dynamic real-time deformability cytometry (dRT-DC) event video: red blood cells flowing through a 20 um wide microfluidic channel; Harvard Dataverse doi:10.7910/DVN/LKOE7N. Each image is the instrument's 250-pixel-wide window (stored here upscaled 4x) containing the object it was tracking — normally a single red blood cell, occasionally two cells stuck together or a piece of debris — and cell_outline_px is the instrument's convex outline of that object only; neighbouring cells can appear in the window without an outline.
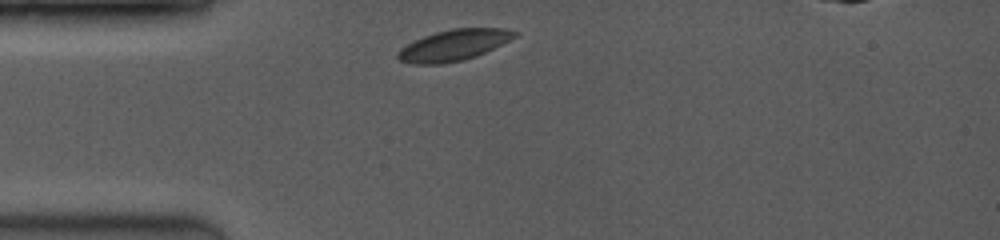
{"species": "common noctule bat (a hibernating species)", "species_latin": "Nyctalus noctula", "temperature_condition": "room temperature", "stored_images_in_passage": 7, "camera_frame_rate_fps": 3500, "um_per_image_px": 0.085, "animal": {"sex": "female", "body_mass_g": 19.0, "forearm_length_mm": 53.3}, "frame": {"image": 1, "passage_image": 1, "time_ms": 0.0, "image_size_px": [1000, 240], "cell_outline_px": [[520, 32], [516, 36], [476, 56], [464, 60], [440, 64], [412, 64], [400, 60], [396, 56], [396, 52], [400, 48], [424, 36], [436, 32], [452, 28], [504, 28]], "centroid_in_image_um": [38.54, 3.84], "position_along_channel_um": 46.5, "area_um2": 20.92}}
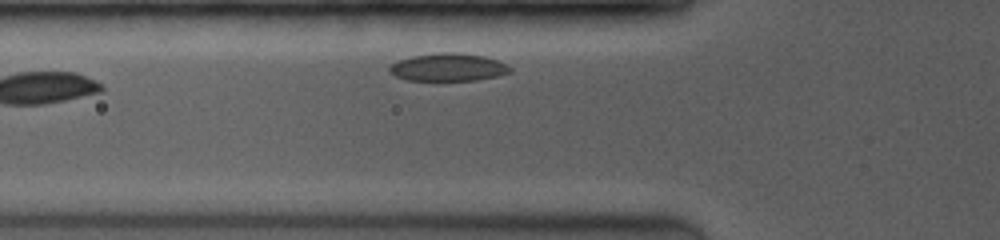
{"frame": {"image": 2, "passage_image": 7, "time_ms": 2.286, "image_size_px": [1000, 240], "cell_outline_px": [[512, 72], [496, 76], [476, 80], [408, 80], [396, 76], [388, 72], [388, 64], [396, 60], [412, 56], [436, 52], [464, 52], [484, 56], [508, 64], [512, 68]], "centroid_in_image_um": [38.07, 5.69], "position_along_channel_um": 87.7, "area_um2": 19.88}}